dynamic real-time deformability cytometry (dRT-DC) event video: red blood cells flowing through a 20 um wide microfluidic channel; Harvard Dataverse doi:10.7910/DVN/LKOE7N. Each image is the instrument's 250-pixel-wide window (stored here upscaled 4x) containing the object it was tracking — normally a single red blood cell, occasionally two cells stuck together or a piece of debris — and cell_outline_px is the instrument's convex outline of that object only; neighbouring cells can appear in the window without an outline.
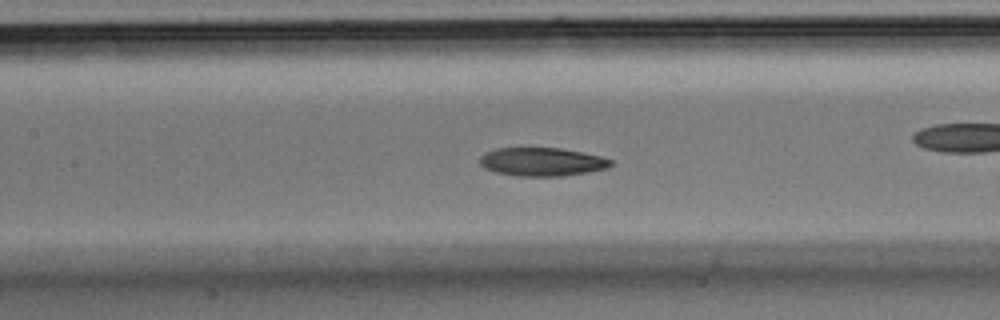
{"species": "Egyptian fruit bat (a non-hibernating species)", "species_latin": "Rousettus aegyptiacus", "temperature_condition": "room temperature", "stored_images_in_passage": 48, "camera_frame_rate_fps": 3000, "um_per_image_px": 0.085, "animal": {"sex": "male"}, "frame": {"image": 1, "passage_image": 21, "time_ms": 6.667, "image_size_px": [1000, 320], "cell_outline_px": [[612, 164], [608, 168], [564, 176], [520, 176], [496, 172], [484, 168], [480, 164], [480, 156], [496, 148], [560, 148], [584, 152], [600, 156], [612, 160]], "centroid_in_image_um": [46.08, 13.75], "position_along_channel_um": 161.3, "area_um2": 21.62}}